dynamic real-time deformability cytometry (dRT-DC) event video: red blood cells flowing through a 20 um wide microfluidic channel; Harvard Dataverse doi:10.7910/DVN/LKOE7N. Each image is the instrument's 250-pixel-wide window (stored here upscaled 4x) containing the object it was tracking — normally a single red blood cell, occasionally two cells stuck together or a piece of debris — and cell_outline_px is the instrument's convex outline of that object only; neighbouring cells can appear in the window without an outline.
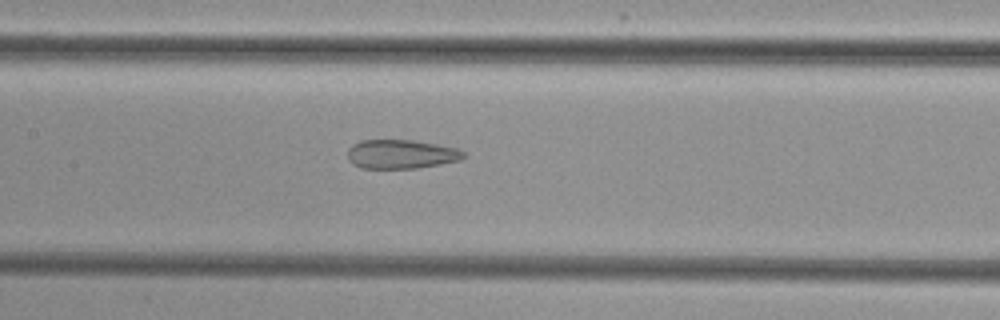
{"species": "common noctule bat (a hibernating species)", "species_latin": "Nyctalus noctula", "temperature_condition": "cold", "stored_images_in_passage": 39, "camera_frame_rate_fps": 3000, "um_per_image_px": 0.085, "animal": {"sex": "female", "body_mass_g": 29.2, "forearm_length_mm": 56.3}, "frame": {"image": 1, "passage_image": 12, "time_ms": 3.667, "image_size_px": [1000, 320], "cell_outline_px": [[468, 156], [460, 160], [440, 164], [416, 168], [360, 168], [352, 164], [348, 160], [348, 148], [352, 144], [360, 140], [412, 140], [436, 144], [456, 148], [464, 152]], "centroid_in_image_um": [34.08, 13.1], "position_along_channel_um": 173.3, "area_um2": 19.71}}
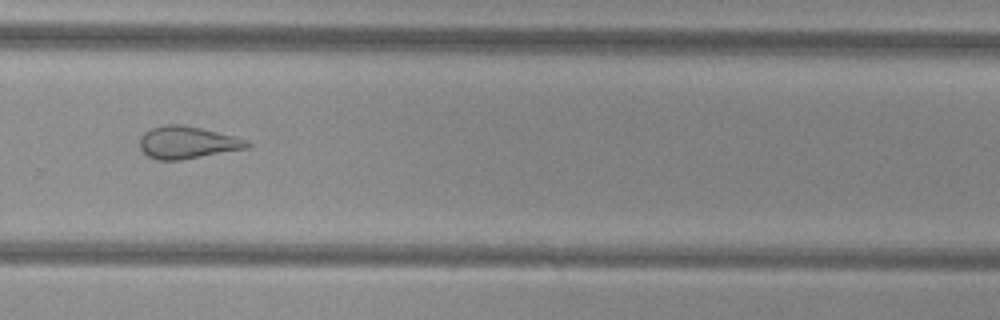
{"frame": {"image": 2, "passage_image": 23, "time_ms": 7.333, "image_size_px": [1000, 320], "cell_outline_px": [[252, 144], [248, 148], [180, 160], [156, 160], [148, 156], [140, 148], [140, 136], [144, 132], [152, 128], [164, 124], [184, 124], [248, 140]], "centroid_in_image_um": [15.9, 12.11], "position_along_channel_um": 313.9, "area_um2": 20.17}}
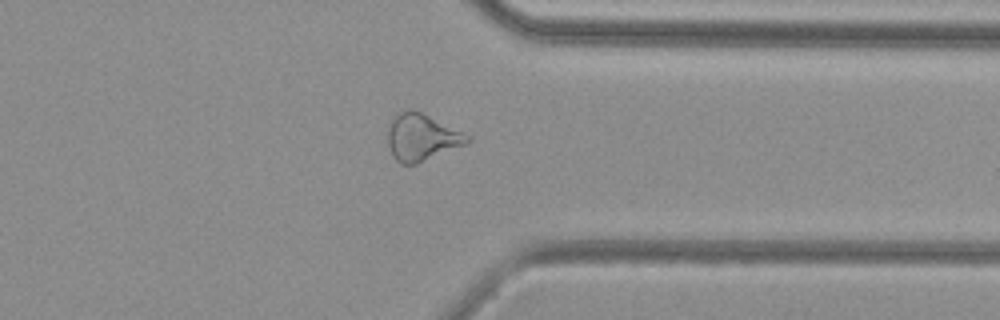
{"frame": {"image": 3, "passage_image": 28, "time_ms": 9.0, "image_size_px": [1000, 320], "cell_outline_px": [[472, 140], [468, 144], [416, 164], [400, 164], [392, 156], [388, 144], [388, 128], [392, 116], [408, 108], [412, 108], [472, 136]], "centroid_in_image_um": [35.85, 11.67], "position_along_channel_um": 375.5, "area_um2": 22.02}, "authors_computed_cell_mechanics": {"area_um2": 21.3282, "velocity_mm_per_s": 3.8474, "shape_relaxation_time_tau1_ms": null, "shape_relaxation_time_tau2_ms": 2.1377, "deformation_change_tau1": null, "deformation_change_tau2": 0.1065}}